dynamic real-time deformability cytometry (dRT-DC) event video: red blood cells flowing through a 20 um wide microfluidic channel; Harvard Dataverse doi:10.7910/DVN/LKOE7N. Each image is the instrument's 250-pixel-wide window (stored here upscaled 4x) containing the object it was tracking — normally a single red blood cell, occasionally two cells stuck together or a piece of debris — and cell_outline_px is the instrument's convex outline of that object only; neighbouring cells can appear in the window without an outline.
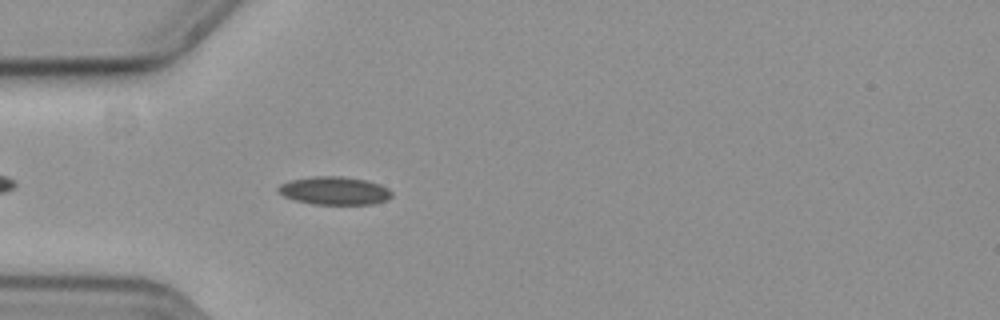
{"species": "common noctule bat (a hibernating species)", "species_latin": "Nyctalus noctula", "temperature_condition": "cold", "stored_images_in_passage": 45, "camera_frame_rate_fps": 3000, "um_per_image_px": 0.085, "animal": {"sex": "female", "body_mass_g": 19.3, "forearm_length_mm": 54.1}, "frame": {"image": 1, "passage_image": 5, "time_ms": 1.333, "image_size_px": [1000, 320], "cell_outline_px": [[392, 196], [388, 200], [372, 204], [312, 204], [296, 200], [284, 196], [276, 188], [280, 184], [292, 180], [316, 176], [340, 176], [368, 180], [380, 184], [388, 188], [392, 192]], "centroid_in_image_um": [28.47, 16.21], "position_along_channel_um": 56.5, "area_um2": 18.55}}
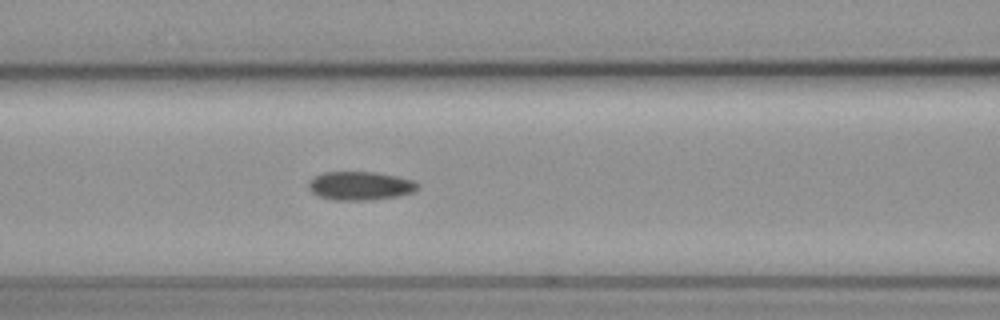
{"frame": {"image": 2, "passage_image": 12, "time_ms": 3.667, "image_size_px": [1000, 320], "cell_outline_px": [[420, 188], [412, 192], [396, 196], [372, 200], [332, 200], [320, 196], [312, 192], [308, 188], [308, 180], [324, 172], [376, 172], [396, 176], [412, 180], [420, 184]], "centroid_in_image_um": [30.61, 15.79], "position_along_channel_um": 136.0, "area_um2": 18.21}}
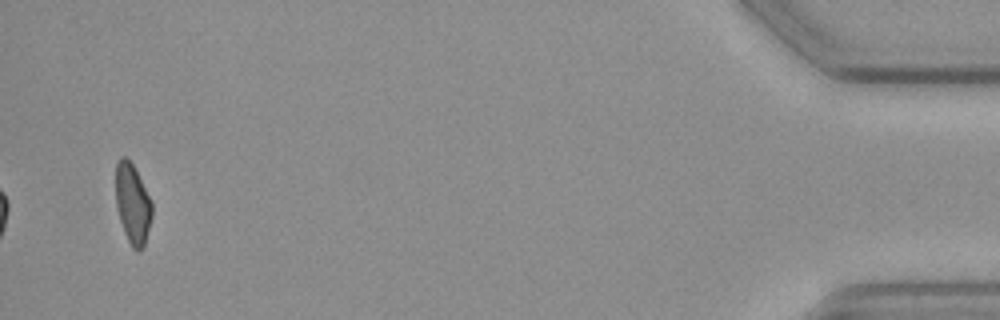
{"frame": {"image": 3, "passage_image": 43, "time_ms": 14.0, "image_size_px": [1000, 320], "cell_outline_px": [[152, 216], [144, 248], [140, 252], [136, 252], [132, 248], [124, 232], [116, 208], [116, 164], [120, 156], [124, 156], [132, 164], [152, 200]], "centroid_in_image_um": [11.28, 17.37], "position_along_channel_um": 423.9, "area_um2": 17.05}, "authors_computed_cell_mechanics": {"area_um2": 17.9758, "velocity_mm_per_s": 3.6525, "shape_relaxation_time_tau1_ms": 5.0557, "shape_relaxation_time_tau2_ms": null, "deformation_change_tau1": 0.1164, "deformation_change_tau2": null}}